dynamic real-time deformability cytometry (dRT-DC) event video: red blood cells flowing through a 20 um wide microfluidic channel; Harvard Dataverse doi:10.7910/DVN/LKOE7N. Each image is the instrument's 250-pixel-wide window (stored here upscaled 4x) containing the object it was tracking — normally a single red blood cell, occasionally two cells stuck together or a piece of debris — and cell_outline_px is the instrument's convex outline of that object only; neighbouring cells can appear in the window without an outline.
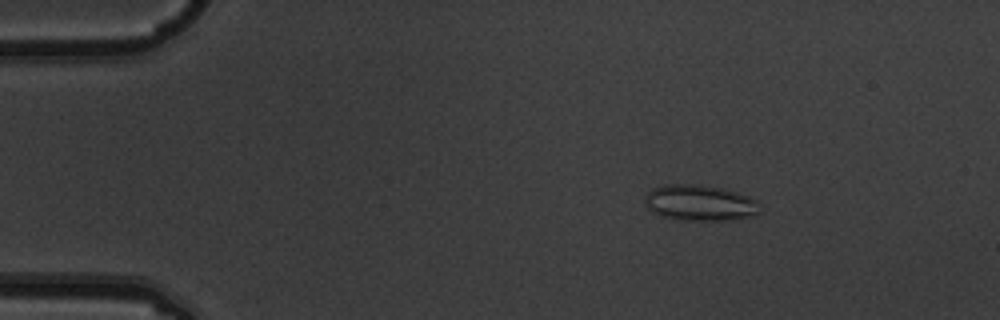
{"species": "common noctule bat (a hibernating species)", "species_latin": "Nyctalus noctula", "temperature_condition": "warm", "stored_images_in_passage": 5, "camera_frame_rate_fps": 3000, "um_per_image_px": 0.085, "animal": {"sex": "male", "body_mass_g": 19.5, "forearm_length_mm": 54.6}, "frame": {"image": 1, "passage_image": 3, "time_ms": 0.667, "image_size_px": [1000, 320], "cell_outline_px": [[760, 212], [756, 216], [732, 220], [680, 220], [660, 216], [652, 212], [648, 208], [644, 200], [644, 196], [652, 188], [664, 184], [696, 184], [720, 188], [736, 192], [748, 196], [756, 200]], "centroid_in_image_um": [59.46, 17.25], "position_along_channel_um": 25.5, "area_um2": 24.28}}